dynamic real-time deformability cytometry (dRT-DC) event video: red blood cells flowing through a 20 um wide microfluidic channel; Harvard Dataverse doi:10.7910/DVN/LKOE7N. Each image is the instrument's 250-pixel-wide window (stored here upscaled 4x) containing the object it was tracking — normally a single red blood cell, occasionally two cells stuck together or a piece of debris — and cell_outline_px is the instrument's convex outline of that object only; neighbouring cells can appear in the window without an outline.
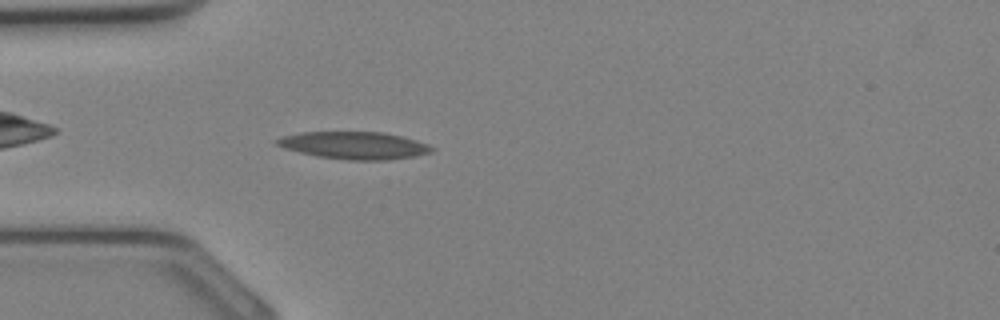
{"species": "Egyptian fruit bat (a non-hibernating species)", "species_latin": "Rousettus aegyptiacus", "temperature_condition": "cold", "stored_images_in_passage": 23, "camera_frame_rate_fps": 3000, "um_per_image_px": 0.085, "animal": {"sex": "female"}, "frame": {"image": 1, "passage_image": 4, "time_ms": 1.0, "image_size_px": [1000, 320], "cell_outline_px": [[436, 148], [432, 152], [416, 156], [388, 160], [348, 160], [316, 156], [284, 148], [276, 144], [276, 140], [284, 136], [300, 132], [384, 132], [416, 140], [428, 144]], "centroid_in_image_um": [30.16, 12.36], "position_along_channel_um": 54.8, "area_um2": 24.68}}
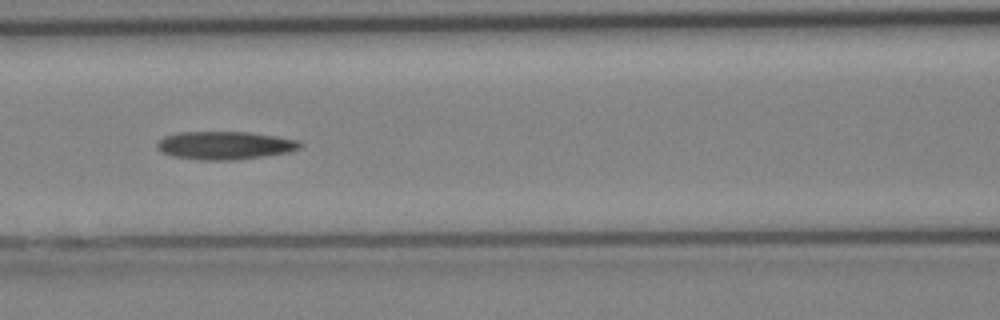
{"frame": {"image": 2, "passage_image": 9, "time_ms": 2.667, "image_size_px": [1000, 320], "cell_outline_px": [[304, 144], [300, 148], [288, 152], [264, 156], [236, 160], [200, 160], [172, 156], [156, 148], [156, 144], [164, 136], [180, 132], [248, 132], [276, 136], [300, 140]], "centroid_in_image_um": [19.14, 12.36], "position_along_channel_um": 147.5, "area_um2": 23.47}}
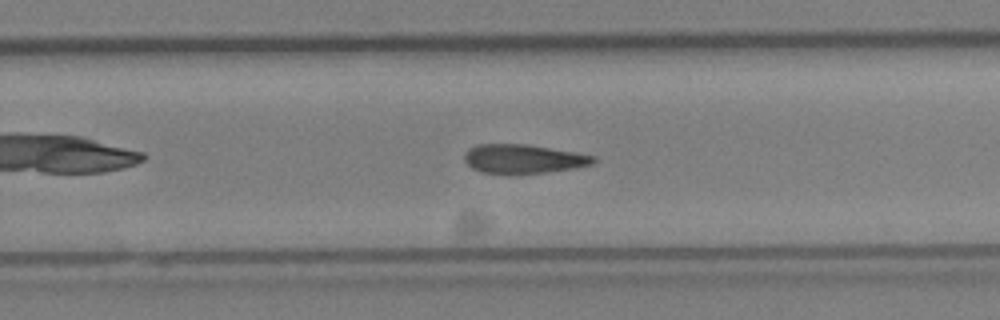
{"frame": {"image": 3, "passage_image": 16, "time_ms": 5.0, "image_size_px": [1000, 320], "cell_outline_px": [[596, 160], [592, 164], [576, 168], [544, 172], [508, 176], [480, 172], [472, 168], [464, 160], [464, 156], [468, 148], [476, 144], [528, 144], [576, 152], [596, 156]], "centroid_in_image_um": [44.45, 13.52], "position_along_channel_um": 285.3, "area_um2": 22.43}}